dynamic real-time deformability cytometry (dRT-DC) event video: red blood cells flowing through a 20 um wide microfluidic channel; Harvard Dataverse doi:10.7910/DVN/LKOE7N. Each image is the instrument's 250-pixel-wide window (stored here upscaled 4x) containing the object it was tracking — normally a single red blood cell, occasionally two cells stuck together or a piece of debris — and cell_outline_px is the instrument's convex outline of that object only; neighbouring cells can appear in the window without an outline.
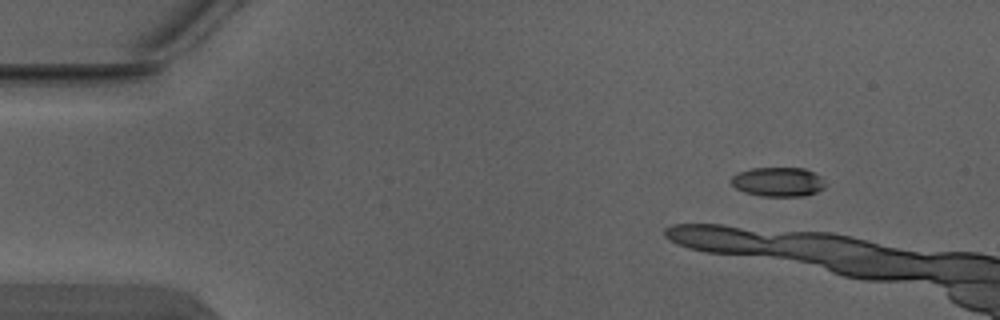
{"species": "Egyptian fruit bat (a non-hibernating species)", "species_latin": "Rousettus aegyptiacus", "temperature_condition": "warm", "stored_images_in_passage": 3, "camera_frame_rate_fps": 3000, "um_per_image_px": 0.085, "animal": {"sex": "male"}, "frame": {"image": 1, "passage_image": 1, "time_ms": 0.0, "image_size_px": [1000, 320], "cell_outline_px": [[824, 188], [816, 192], [804, 196], [764, 196], [744, 192], [736, 188], [728, 180], [732, 176], [740, 172], [752, 168], [804, 168], [824, 176]], "centroid_in_image_um": [66.16, 15.45], "position_along_channel_um": 18.8, "area_um2": 16.18}}